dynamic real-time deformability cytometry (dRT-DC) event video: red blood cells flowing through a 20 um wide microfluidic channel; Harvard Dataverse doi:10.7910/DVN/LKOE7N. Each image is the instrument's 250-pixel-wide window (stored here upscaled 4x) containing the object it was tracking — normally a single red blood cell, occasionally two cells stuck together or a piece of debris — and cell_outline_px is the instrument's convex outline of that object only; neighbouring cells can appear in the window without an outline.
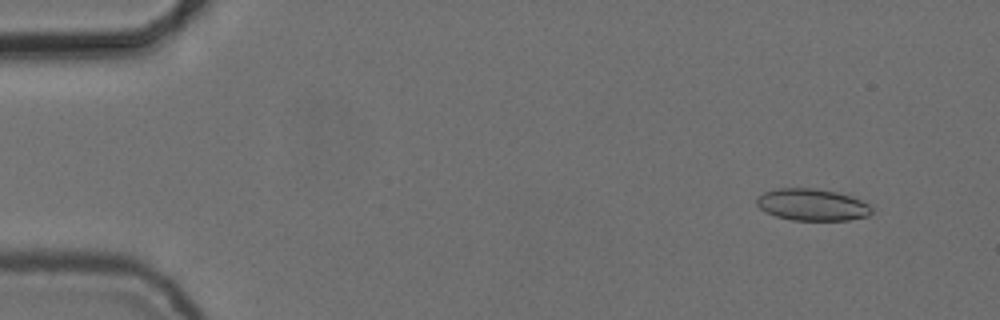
{"species": "common noctule bat (a hibernating species)", "species_latin": "Nyctalus noctula", "temperature_condition": "cold", "stored_images_in_passage": 55, "camera_frame_rate_fps": 3000, "um_per_image_px": 0.085, "animal": {"sex": "female", "body_mass_g": 24.6, "forearm_length_mm": 56.2}, "frame": {"image": 1, "passage_image": 5, "time_ms": 1.333, "image_size_px": [1000, 320], "cell_outline_px": [[872, 212], [868, 216], [848, 220], [792, 220], [776, 216], [760, 208], [756, 204], [756, 196], [764, 192], [776, 188], [816, 188], [836, 192], [860, 200], [868, 204], [872, 208]], "centroid_in_image_um": [69.0, 17.4], "position_along_channel_um": 16.0, "area_um2": 21.27}}
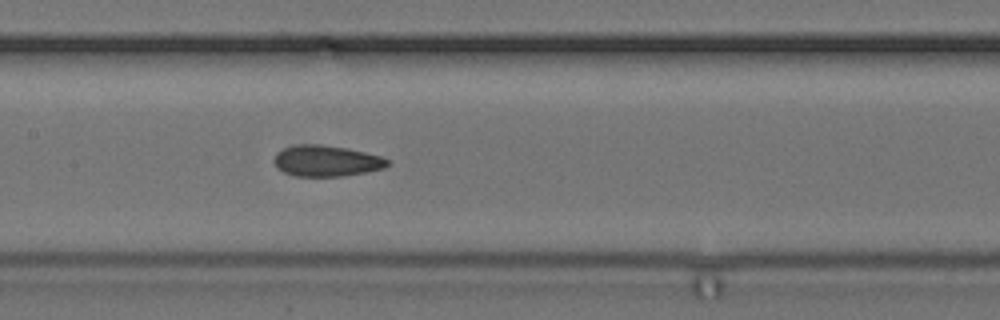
{"frame": {"image": 2, "passage_image": 27, "time_ms": 8.667, "image_size_px": [1000, 320], "cell_outline_px": [[388, 164], [384, 168], [344, 176], [296, 176], [284, 172], [276, 168], [272, 160], [276, 152], [284, 148], [296, 144], [320, 144], [348, 148], [380, 156], [388, 160]], "centroid_in_image_um": [27.68, 13.67], "position_along_channel_um": 179.7, "area_um2": 20.58}}
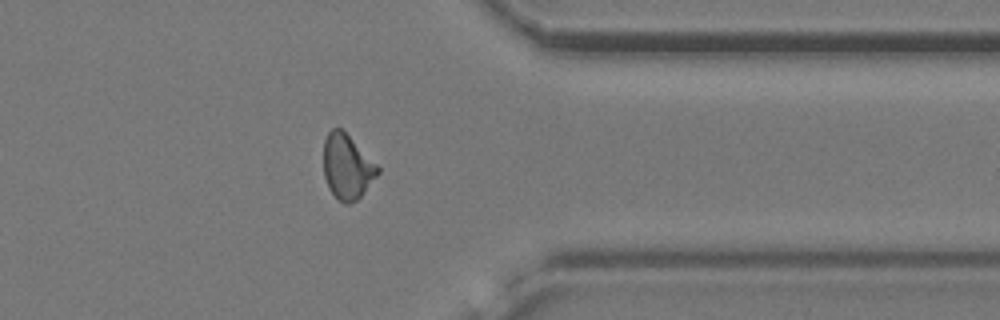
{"frame": {"image": 3, "passage_image": 44, "time_ms": 14.333, "image_size_px": [1000, 320], "cell_outline_px": [[380, 172], [364, 192], [356, 200], [348, 204], [344, 204], [328, 188], [324, 176], [324, 140], [328, 132], [332, 128], [340, 128], [380, 168]], "centroid_in_image_um": [29.49, 14.19], "position_along_channel_um": 381.9, "area_um2": 20.0}, "authors_computed_cell_mechanics": {"area_um2": 20.3456, "velocity_mm_per_s": 3.7431, "shape_relaxation_time_tau1_ms": null, "shape_relaxation_time_tau2_ms": 2.4093, "deformation_change_tau1": null, "deformation_change_tau2": 0.0898}}